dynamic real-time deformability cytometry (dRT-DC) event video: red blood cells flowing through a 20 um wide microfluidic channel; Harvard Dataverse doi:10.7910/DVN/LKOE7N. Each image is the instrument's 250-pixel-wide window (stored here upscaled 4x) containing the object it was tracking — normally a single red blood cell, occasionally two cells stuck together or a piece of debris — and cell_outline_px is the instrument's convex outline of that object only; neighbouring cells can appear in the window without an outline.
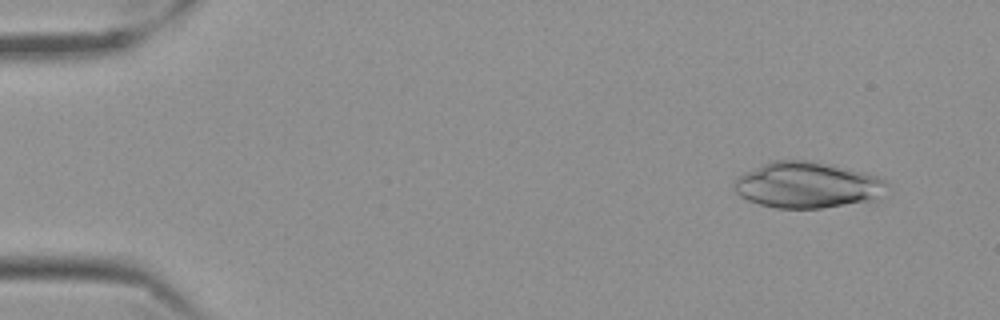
{"species": "Egyptian fruit bat (a non-hibernating species)", "species_latin": "Rousettus aegyptiacus", "temperature_condition": "cold", "stored_images_in_passage": 53, "camera_frame_rate_fps": 3000, "um_per_image_px": 0.085, "frame": {"image": 1, "passage_image": 1, "time_ms": 0.0, "image_size_px": [1000, 320], "cell_outline_px": [[888, 184], [880, 200], [820, 208], [776, 208], [760, 204], [748, 200], [740, 196], [732, 188], [732, 180], [736, 176], [744, 172], [772, 160], [804, 160], [860, 172], [876, 176], [884, 180]], "centroid_in_image_um": [68.57, 15.75], "position_along_channel_um": 16.4, "area_um2": 40.92}}
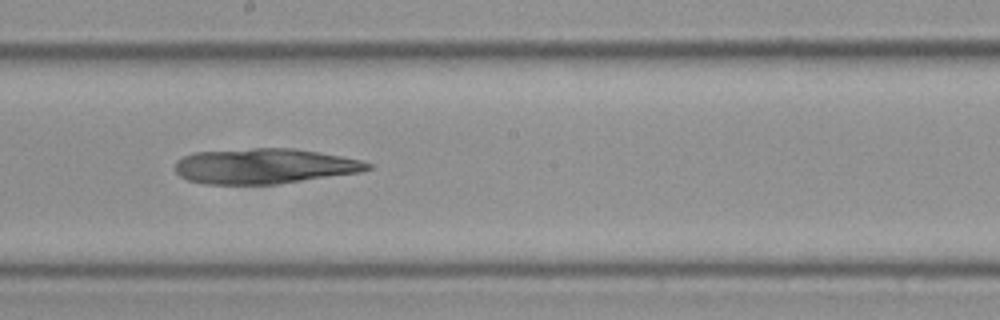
{"frame": {"image": 2, "passage_image": 28, "time_ms": 9.0, "image_size_px": [1000, 320], "cell_outline_px": [[372, 168], [360, 172], [280, 184], [204, 184], [188, 180], [180, 176], [176, 172], [176, 160], [184, 156], [196, 152], [256, 148], [296, 148], [340, 156], [360, 160], [372, 164]], "centroid_in_image_um": [22.47, 14.12], "position_along_channel_um": 225.7, "area_um2": 39.54}}
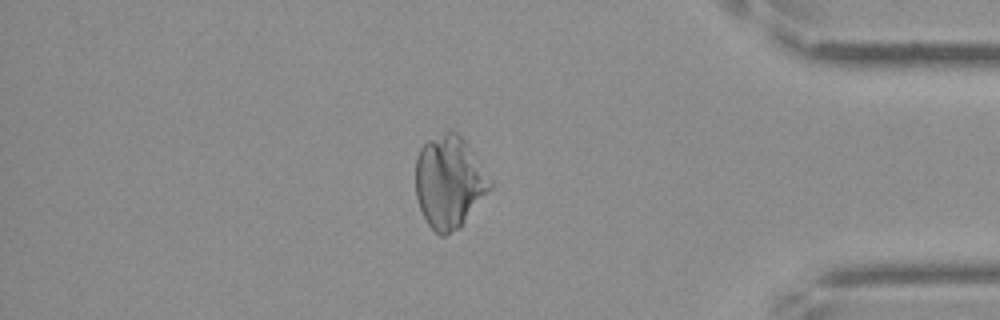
{"frame": {"image": 3, "passage_image": 45, "time_ms": 14.667, "image_size_px": [1000, 320], "cell_outline_px": [[492, 188], [460, 228], [444, 236], [440, 236], [428, 224], [420, 208], [416, 196], [416, 156], [420, 148], [428, 140], [448, 132], [456, 132], [464, 140], [492, 180]], "centroid_in_image_um": [38.19, 15.51], "position_along_channel_um": 397.0, "area_um2": 39.77}}